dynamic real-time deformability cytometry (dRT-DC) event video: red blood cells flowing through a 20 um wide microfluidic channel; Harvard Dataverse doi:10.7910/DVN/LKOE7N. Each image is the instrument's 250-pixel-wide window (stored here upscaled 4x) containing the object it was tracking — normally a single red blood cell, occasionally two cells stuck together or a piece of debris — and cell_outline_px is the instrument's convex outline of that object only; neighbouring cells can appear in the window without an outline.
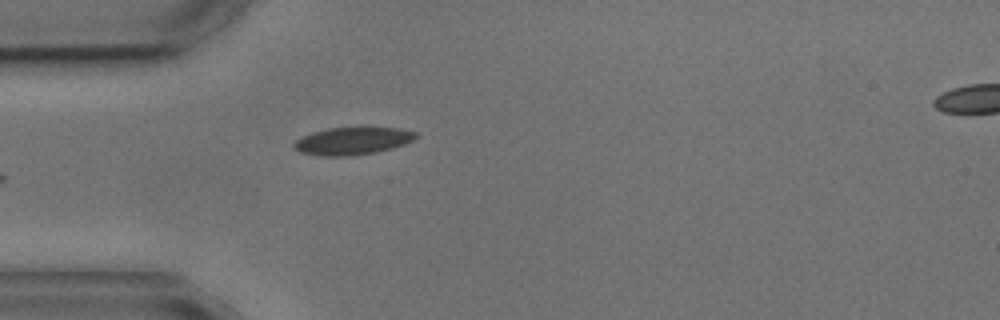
{"species": "common noctule bat (a hibernating species)", "species_latin": "Nyctalus noctula", "temperature_condition": "cold", "stored_images_in_passage": 3, "segment_of_instrument_passage": [1, 2], "camera_frame_rate_fps": 3000, "um_per_image_px": 0.085, "animal": {"sex": "male", "body_mass_g": 17.9, "forearm_length_mm": 54.2}, "frame": {"image": 1, "passage_image": 2, "time_ms": 1.0, "image_size_px": [1000, 320], "cell_outline_px": [[420, 136], [404, 144], [392, 148], [376, 152], [348, 156], [320, 156], [300, 152], [292, 148], [292, 144], [296, 140], [312, 132], [328, 128], [400, 128], [416, 132]], "centroid_in_image_um": [29.95, 11.99], "position_along_channel_um": 55.0, "area_um2": 19.48}}